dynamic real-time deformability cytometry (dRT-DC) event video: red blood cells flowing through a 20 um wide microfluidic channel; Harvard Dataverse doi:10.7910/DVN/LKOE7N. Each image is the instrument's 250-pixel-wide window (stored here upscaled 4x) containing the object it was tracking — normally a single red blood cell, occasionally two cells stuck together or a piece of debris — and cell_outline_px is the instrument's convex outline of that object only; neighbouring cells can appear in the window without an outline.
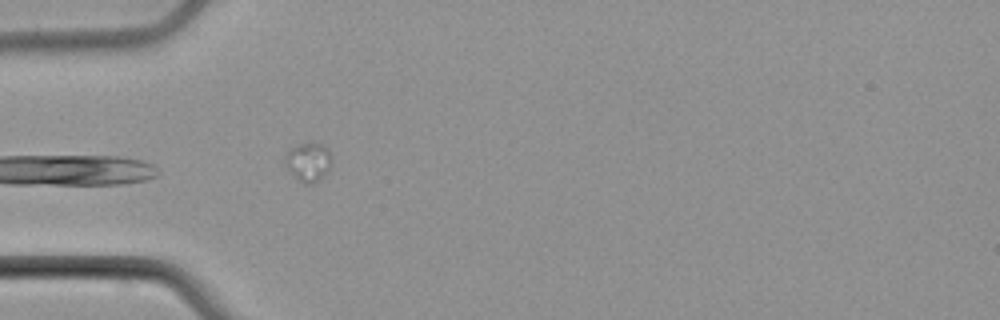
{"species": "common noctule bat (a hibernating species)", "species_latin": "Nyctalus noctula", "temperature_condition": "cold", "stored_images_in_passage": 5, "camera_frame_rate_fps": 3000, "um_per_image_px": 0.085, "animal": {"sex": "male", "body_mass_g": 21.5, "forearm_length_mm": 52.0}, "frame": {"image": 1, "passage_image": 5, "time_ms": 5.0, "image_size_px": [1000, 320], "cell_outline_px": [[328, 172], [320, 180], [312, 184], [304, 184], [284, 164], [284, 156], [292, 148], [300, 144], [324, 144], [328, 148]], "centroid_in_image_um": [26.19, 13.79], "position_along_channel_um": 58.8, "area_um2": 10.06}}